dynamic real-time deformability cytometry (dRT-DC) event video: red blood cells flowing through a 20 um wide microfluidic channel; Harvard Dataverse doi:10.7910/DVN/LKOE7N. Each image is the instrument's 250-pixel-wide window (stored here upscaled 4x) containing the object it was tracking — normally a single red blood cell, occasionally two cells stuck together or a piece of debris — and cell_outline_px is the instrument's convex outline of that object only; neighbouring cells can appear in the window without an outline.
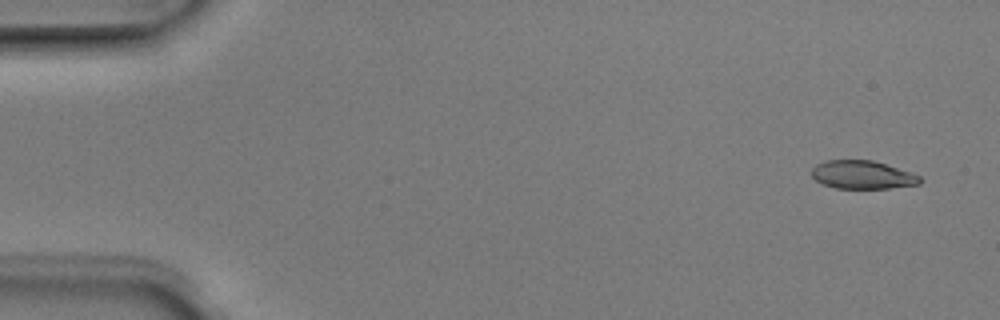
{"species": "Egyptian fruit bat (a non-hibernating species)", "species_latin": "Rousettus aegyptiacus", "temperature_condition": "room temperature", "stored_images_in_passage": 4, "camera_frame_rate_fps": 3000, "um_per_image_px": 0.085, "animal": {"sex": "male"}, "frame": {"image": 1, "passage_image": 1, "time_ms": 0.0, "image_size_px": [1000, 320], "cell_outline_px": [[924, 180], [920, 184], [888, 188], [836, 188], [824, 184], [816, 180], [812, 176], [812, 168], [816, 164], [828, 160], [872, 160], [912, 172], [920, 176]], "centroid_in_image_um": [73.34, 14.85], "position_along_channel_um": 11.7, "area_um2": 17.8}}